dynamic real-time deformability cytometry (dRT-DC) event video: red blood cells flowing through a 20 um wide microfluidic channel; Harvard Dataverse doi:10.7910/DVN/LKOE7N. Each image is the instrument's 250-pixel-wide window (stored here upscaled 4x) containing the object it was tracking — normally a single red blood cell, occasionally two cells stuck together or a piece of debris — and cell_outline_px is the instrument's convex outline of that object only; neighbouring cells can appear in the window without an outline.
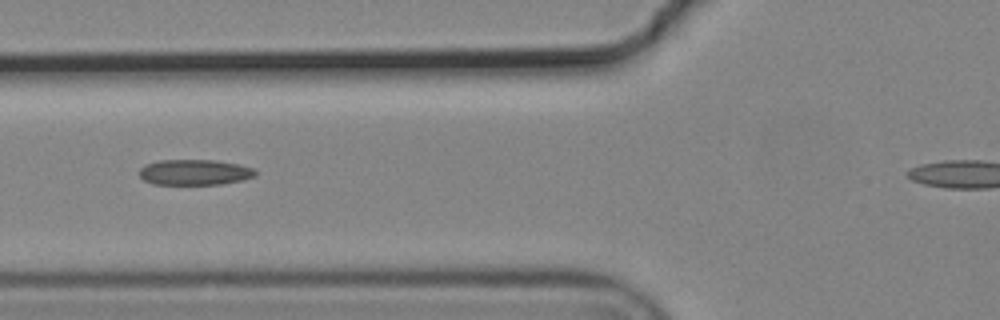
{"species": "common noctule bat (a hibernating species)", "species_latin": "Nyctalus noctula", "temperature_condition": "cold", "stored_images_in_passage": 10, "camera_frame_rate_fps": 3000, "um_per_image_px": 0.085, "animal": {"sex": "male", "body_mass_g": 19.2, "forearm_length_mm": 51.8}, "frame": {"image": 1, "passage_image": 5, "time_ms": 1.333, "image_size_px": [1000, 320], "cell_outline_px": [[256, 176], [244, 180], [220, 184], [152, 184], [144, 180], [140, 176], [140, 168], [144, 164], [160, 160], [212, 160], [240, 164], [252, 168], [256, 172]], "centroid_in_image_um": [16.54, 14.64], "position_along_channel_um": 109.3, "area_um2": 17.34}}
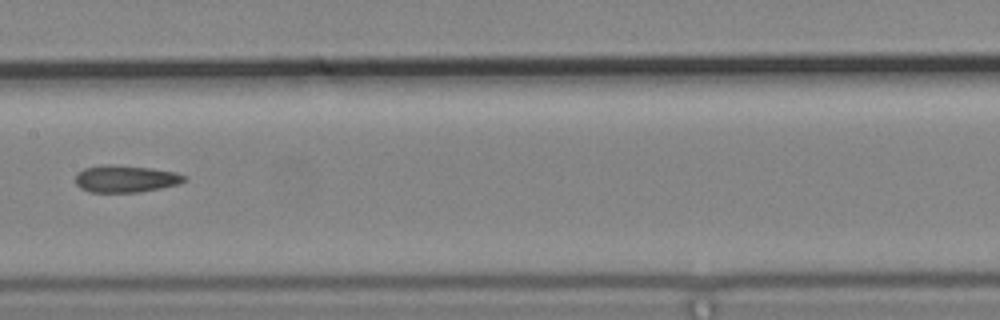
{"frame": {"image": 2, "passage_image": 7, "time_ms": 2.0, "image_size_px": [1000, 320], "cell_outline_px": [[188, 176], [184, 180], [176, 184], [160, 188], [136, 192], [88, 192], [80, 188], [76, 184], [76, 172], [84, 168], [104, 164], [112, 164], [152, 168], [176, 172]], "centroid_in_image_um": [10.63, 15.18], "position_along_channel_um": 196.8, "area_um2": 17.22}}
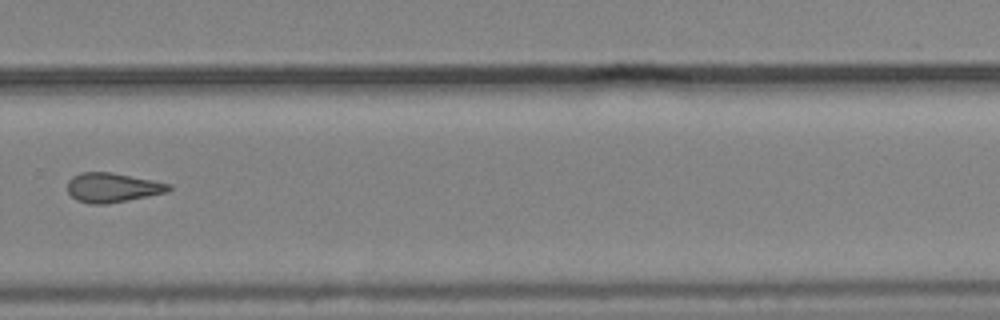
{"frame": {"image": 3, "passage_image": 10, "time_ms": 3.0, "image_size_px": [1000, 320], "cell_outline_px": [[172, 188], [168, 192], [128, 200], [104, 204], [92, 204], [76, 200], [68, 192], [68, 180], [72, 176], [80, 172], [112, 172], [172, 184]], "centroid_in_image_um": [9.56, 15.93], "position_along_channel_um": 320.2, "area_um2": 17.4}}